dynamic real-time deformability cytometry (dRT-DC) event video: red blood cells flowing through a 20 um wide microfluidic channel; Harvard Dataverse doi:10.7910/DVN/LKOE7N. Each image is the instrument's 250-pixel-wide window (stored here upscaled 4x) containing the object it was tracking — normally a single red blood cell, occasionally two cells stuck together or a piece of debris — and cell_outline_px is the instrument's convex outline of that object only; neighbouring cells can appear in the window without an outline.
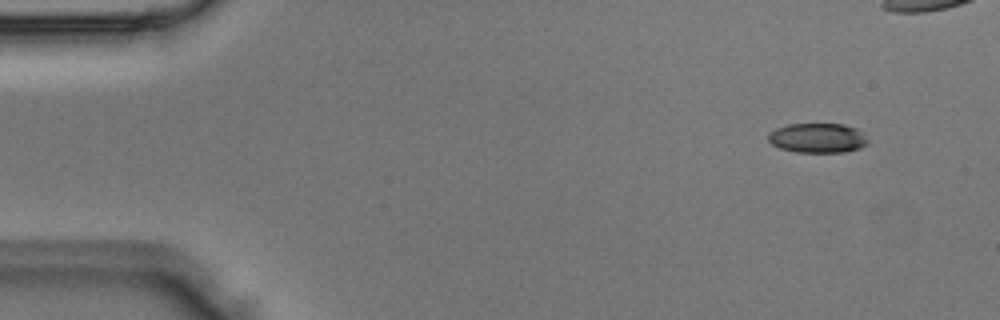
{"species": "Egyptian fruit bat (a non-hibernating species)", "species_latin": "Rousettus aegyptiacus", "temperature_condition": "room temperature", "stored_images_in_passage": 5, "camera_frame_rate_fps": 3000, "um_per_image_px": 0.085, "animal": {"sex": "male"}, "frame": {"image": 1, "passage_image": 1, "time_ms": 0.0, "image_size_px": [1000, 320], "cell_outline_px": [[868, 144], [860, 148], [844, 152], [796, 152], [780, 148], [772, 144], [768, 140], [768, 132], [776, 128], [788, 124], [844, 124], [856, 128], [868, 140]], "centroid_in_image_um": [69.48, 11.73], "position_along_channel_um": 15.5, "area_um2": 17.22}}